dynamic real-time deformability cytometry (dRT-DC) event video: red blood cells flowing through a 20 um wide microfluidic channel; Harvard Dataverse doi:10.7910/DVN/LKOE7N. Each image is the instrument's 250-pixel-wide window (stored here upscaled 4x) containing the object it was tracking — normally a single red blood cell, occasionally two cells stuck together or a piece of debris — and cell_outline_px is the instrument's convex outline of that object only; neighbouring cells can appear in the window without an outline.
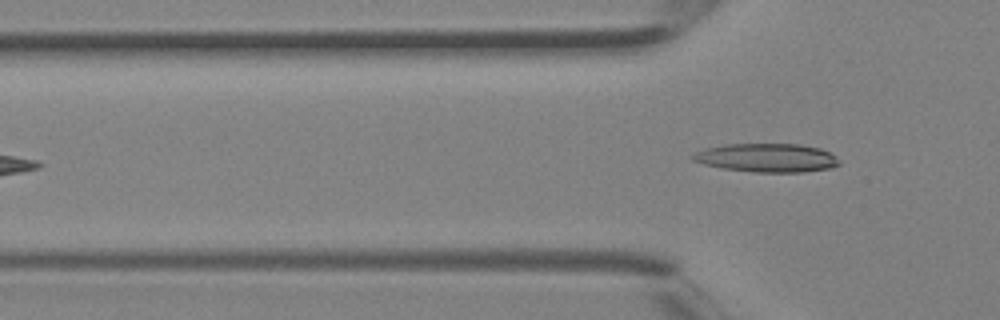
{"species": "Egyptian fruit bat (a non-hibernating species)", "species_latin": "Rousettus aegyptiacus", "temperature_condition": "room temperature", "stored_images_in_passage": 2, "camera_frame_rate_fps": 3000, "um_per_image_px": 0.085, "animal": {"sex": "female"}, "frame": {"image": 1, "passage_image": 2, "time_ms": 0.333, "image_size_px": [1000, 320], "cell_outline_px": [[840, 164], [832, 168], [804, 172], [756, 172], [724, 168], [704, 164], [692, 160], [688, 156], [704, 148], [728, 144], [800, 144], [820, 148], [836, 156], [840, 160]], "centroid_in_image_um": [65.2, 13.41], "position_along_channel_um": 60.6, "area_um2": 24.51}}